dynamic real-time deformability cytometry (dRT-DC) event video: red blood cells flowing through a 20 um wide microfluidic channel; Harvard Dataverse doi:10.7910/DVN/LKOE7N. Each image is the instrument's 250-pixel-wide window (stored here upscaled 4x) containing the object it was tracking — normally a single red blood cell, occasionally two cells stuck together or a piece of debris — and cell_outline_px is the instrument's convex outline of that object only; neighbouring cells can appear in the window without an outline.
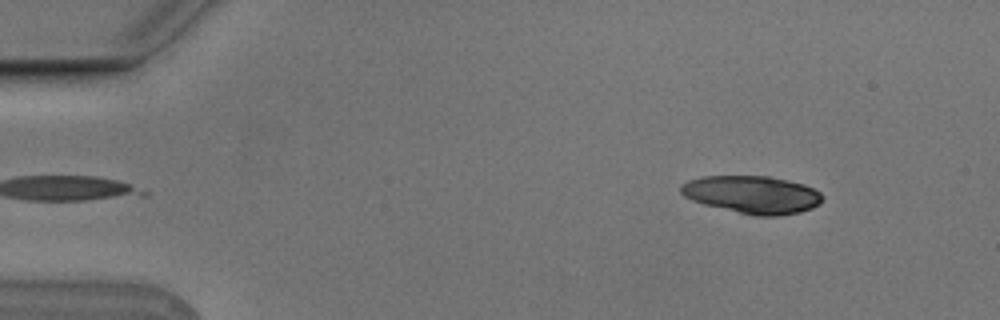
{"species": "Egyptian fruit bat (a non-hibernating species)", "species_latin": "Rousettus aegyptiacus", "temperature_condition": "cold", "stored_images_in_passage": 6, "camera_frame_rate_fps": 3000, "um_per_image_px": 0.085, "animal": {"sex": "male"}, "frame": {"image": 1, "passage_image": 1, "time_ms": 0.0, "image_size_px": [1000, 320], "cell_outline_px": [[824, 196], [820, 204], [812, 208], [800, 212], [776, 216], [756, 216], [704, 204], [692, 200], [684, 196], [680, 192], [680, 184], [688, 180], [704, 176], [768, 176], [804, 184], [820, 192]], "centroid_in_image_um": [63.95, 16.54], "position_along_channel_um": 21.1, "area_um2": 31.04}}